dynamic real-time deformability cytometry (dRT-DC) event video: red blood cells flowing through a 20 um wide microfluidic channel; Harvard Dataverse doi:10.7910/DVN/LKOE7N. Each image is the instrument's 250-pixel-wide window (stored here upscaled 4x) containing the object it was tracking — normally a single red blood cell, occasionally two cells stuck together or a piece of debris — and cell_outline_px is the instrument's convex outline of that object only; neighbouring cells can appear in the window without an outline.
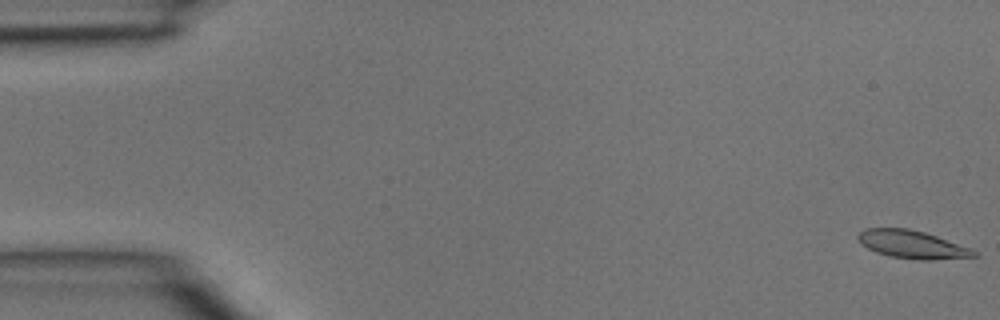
{"species": "common noctule bat (a hibernating species)", "species_latin": "Nyctalus noctula", "temperature_condition": "room temperature", "stored_images_in_passage": 46, "camera_frame_rate_fps": 3000, "um_per_image_px": 0.085, "animal": {"sex": "male", "body_mass_g": 15.6}, "frame": {"image": 1, "passage_image": 1, "time_ms": 0.0, "image_size_px": [1000, 320], "cell_outline_px": [[980, 256], [932, 260], [920, 260], [892, 256], [876, 252], [860, 244], [856, 236], [864, 228], [908, 228], [924, 232], [972, 248]], "centroid_in_image_um": [77.54, 20.78], "position_along_channel_um": 7.5, "area_um2": 18.9}}
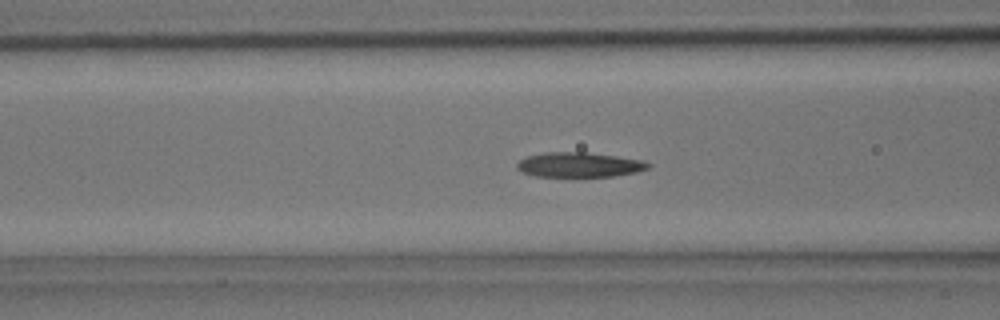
{"frame": {"image": 2, "passage_image": 18, "time_ms": 5.667, "image_size_px": [1000, 320], "cell_outline_px": [[652, 164], [648, 168], [636, 172], [612, 176], [536, 176], [520, 172], [516, 168], [516, 164], [520, 160], [528, 156], [544, 152], [584, 152], [616, 156], [644, 160]], "centroid_in_image_um": [49.22, 14.0], "position_along_channel_um": 117.4, "area_um2": 18.9}}
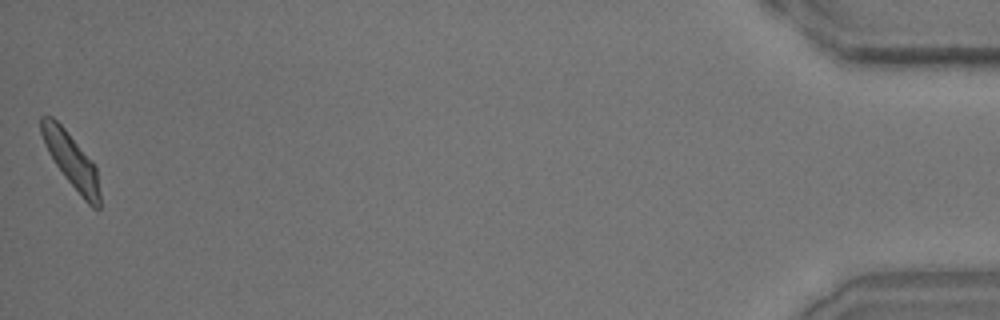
{"frame": {"image": 3, "passage_image": 46, "time_ms": 15.0, "image_size_px": [1000, 320], "cell_outline_px": [[100, 208], [92, 208], [84, 200], [68, 180], [56, 164], [48, 152], [44, 144], [40, 132], [40, 116], [52, 116], [64, 128], [92, 160], [96, 168], [100, 192]], "centroid_in_image_um": [6.06, 13.62], "position_along_channel_um": 429.1, "area_um2": 18.38}}